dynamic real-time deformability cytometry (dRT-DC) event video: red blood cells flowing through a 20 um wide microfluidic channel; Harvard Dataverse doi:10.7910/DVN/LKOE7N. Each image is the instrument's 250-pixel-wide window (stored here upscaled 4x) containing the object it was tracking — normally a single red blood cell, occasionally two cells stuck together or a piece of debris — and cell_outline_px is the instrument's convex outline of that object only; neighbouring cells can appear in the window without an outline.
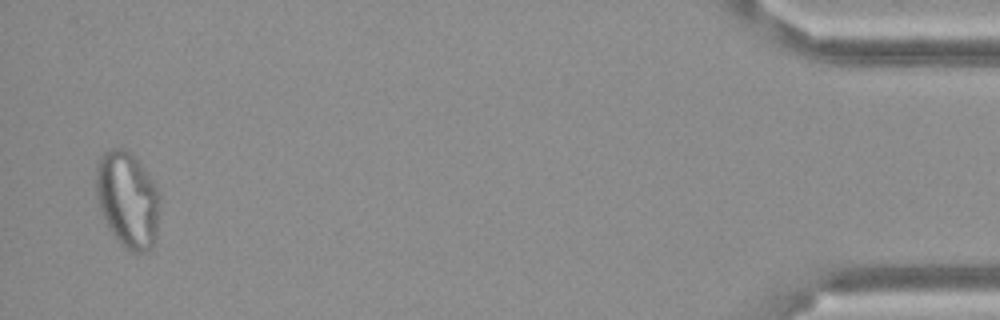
{"species": "Egyptian fruit bat (a non-hibernating species)", "species_latin": "Rousettus aegyptiacus", "temperature_condition": "cold", "stored_images_in_passage": 15, "camera_frame_rate_fps": 3000, "um_per_image_px": 0.085, "frame": {"image": 1, "passage_image": 15, "time_ms": 4.667, "image_size_px": [1000, 320], "cell_outline_px": [[160, 200], [156, 236], [152, 248], [148, 252], [132, 252], [124, 248], [120, 244], [108, 228], [104, 220], [96, 196], [96, 164], [100, 156], [104, 152], [112, 148], [124, 148], [140, 164], [156, 184], [160, 192]], "centroid_in_image_um": [10.85, 16.99], "position_along_channel_um": 424.4, "area_um2": 36.01}}